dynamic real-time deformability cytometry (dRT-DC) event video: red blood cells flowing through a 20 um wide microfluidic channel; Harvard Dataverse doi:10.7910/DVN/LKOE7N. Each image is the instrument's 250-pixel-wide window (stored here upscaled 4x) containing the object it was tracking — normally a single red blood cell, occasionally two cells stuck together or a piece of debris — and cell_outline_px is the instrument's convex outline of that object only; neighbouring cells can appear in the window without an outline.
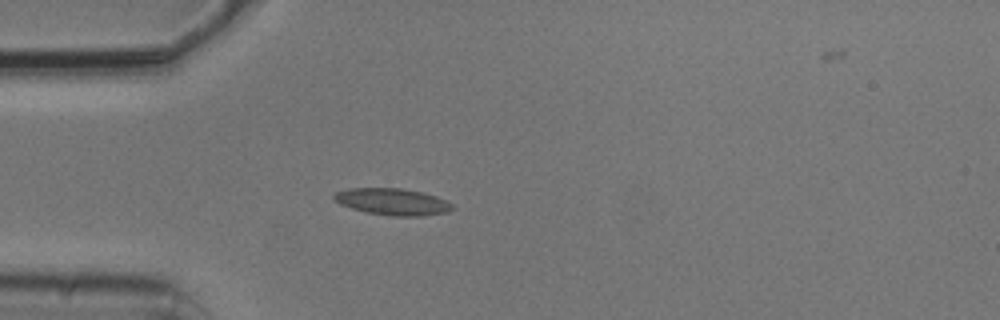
{"species": "common noctule bat (a hibernating species)", "species_latin": "Nyctalus noctula", "temperature_condition": "cold", "stored_images_in_passage": 2, "camera_frame_rate_fps": 3000, "um_per_image_px": 0.085, "animal": {"sex": "male", "body_mass_g": 20.5, "forearm_length_mm": 52.5}, "frame": {"image": 1, "passage_image": 2, "time_ms": 0.333, "image_size_px": [1000, 320], "cell_outline_px": [[456, 208], [448, 212], [420, 216], [392, 216], [368, 212], [352, 208], [340, 204], [332, 196], [336, 192], [348, 188], [400, 188], [420, 192], [436, 196], [448, 200]], "centroid_in_image_um": [33.41, 17.14], "position_along_channel_um": 51.6, "area_um2": 18.38}}